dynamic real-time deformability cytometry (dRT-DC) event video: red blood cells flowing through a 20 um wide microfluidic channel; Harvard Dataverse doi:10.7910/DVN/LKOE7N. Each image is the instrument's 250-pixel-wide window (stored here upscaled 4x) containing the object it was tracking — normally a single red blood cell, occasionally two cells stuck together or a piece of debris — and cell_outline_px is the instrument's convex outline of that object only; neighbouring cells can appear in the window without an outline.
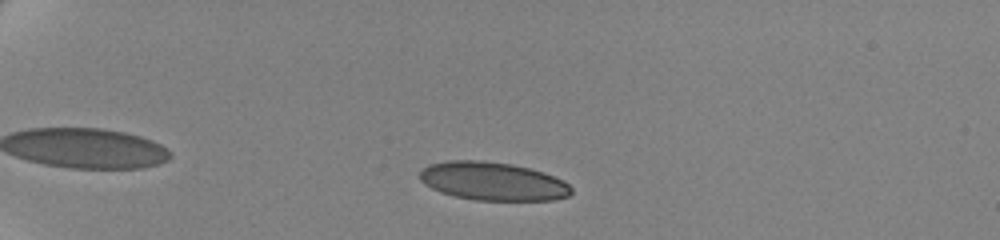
{"species": "human", "species_latin": "Homo sapiens", "temperature_condition": "cold", "stored_images_in_passage": 52, "camera_frame_rate_fps": 3000, "um_per_image_px": 0.085, "donor": {"sex": "female"}, "frame": {"image": 1, "passage_image": 8, "time_ms": 2.333, "image_size_px": [1000, 240], "cell_outline_px": [[572, 192], [568, 196], [552, 200], [476, 200], [456, 196], [440, 192], [424, 184], [420, 180], [420, 172], [428, 164], [448, 160], [480, 160], [512, 164], [544, 172], [564, 180], [572, 188]], "centroid_in_image_um": [41.89, 15.4], "position_along_channel_um": 43.1, "area_um2": 33.87}}
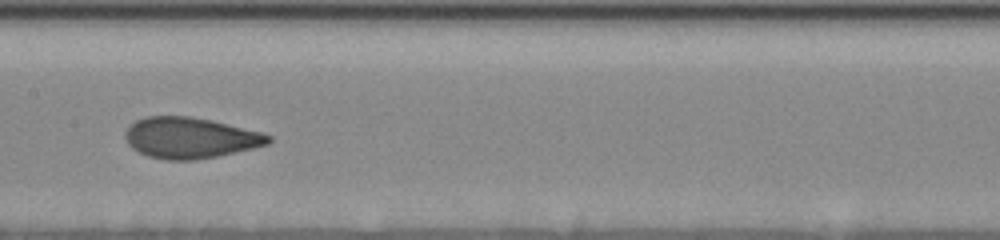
{"frame": {"image": 2, "passage_image": 26, "time_ms": 8.333, "image_size_px": [1000, 240], "cell_outline_px": [[272, 140], [268, 144], [252, 148], [216, 156], [192, 160], [164, 160], [148, 156], [132, 148], [128, 144], [124, 136], [128, 128], [136, 120], [148, 116], [188, 116], [212, 120], [260, 132], [272, 136]], "centroid_in_image_um": [16.15, 11.71], "position_along_channel_um": 191.3, "area_um2": 33.87}}
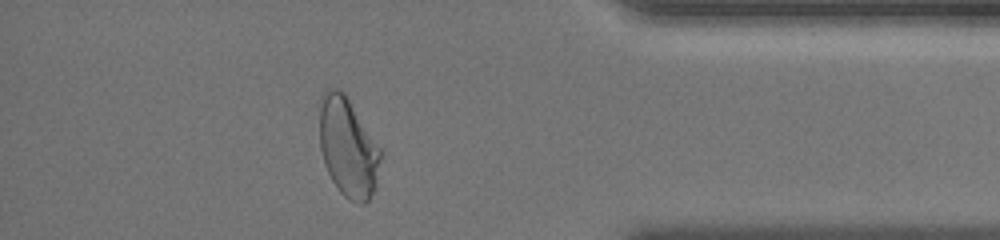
{"frame": {"image": 3, "passage_image": 46, "time_ms": 15.0, "image_size_px": [1000, 240], "cell_outline_px": [[384, 152], [376, 184], [368, 200], [364, 204], [356, 204], [348, 200], [336, 188], [324, 164], [320, 148], [320, 96], [328, 88], [340, 88], [344, 92]], "centroid_in_image_um": [29.6, 12.53], "position_along_channel_um": 405.6, "area_um2": 35.89}, "authors_computed_cell_mechanics": {"area_um2": 33.8419, "velocity_mm_per_s": 3.4843, "shape_relaxation_time_tau1_ms": 4.7667, "shape_relaxation_time_tau2_ms": 0.8177, "deformation_change_tau1": 0.1488, "deformation_change_tau2": 0.0413}}